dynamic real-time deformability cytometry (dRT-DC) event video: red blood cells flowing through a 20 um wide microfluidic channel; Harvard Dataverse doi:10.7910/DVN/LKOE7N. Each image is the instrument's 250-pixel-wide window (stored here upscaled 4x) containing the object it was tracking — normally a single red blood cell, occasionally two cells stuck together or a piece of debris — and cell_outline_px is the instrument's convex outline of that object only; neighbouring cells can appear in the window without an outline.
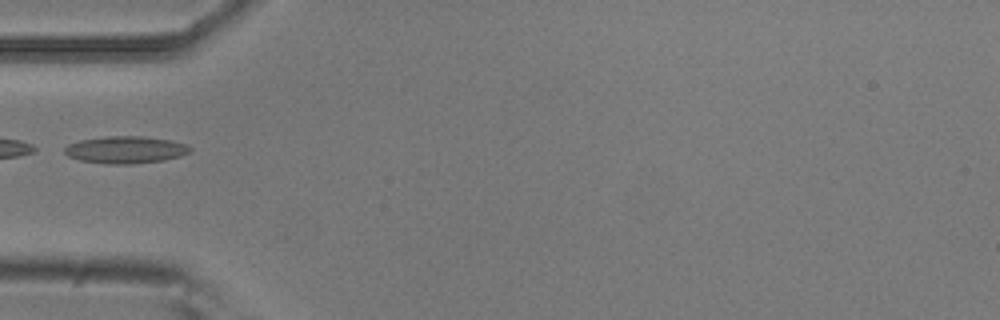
{"species": "common noctule bat (a hibernating species)", "species_latin": "Nyctalus noctula", "temperature_condition": "room temperature", "stored_images_in_passage": 2, "camera_frame_rate_fps": 3000, "um_per_image_px": 0.085, "animal": {"sex": "male", "body_mass_g": 20.5, "forearm_length_mm": 52.5}, "frame": {"image": 1, "passage_image": 2, "time_ms": 0.333, "image_size_px": [1000, 320], "cell_outline_px": [[192, 148], [188, 152], [180, 156], [164, 160], [132, 164], [108, 164], [80, 160], [68, 156], [64, 152], [64, 148], [68, 144], [80, 140], [104, 136], [144, 136], [172, 140], [188, 144]], "centroid_in_image_um": [10.68, 12.72], "position_along_channel_um": 74.3, "area_um2": 20.0}}